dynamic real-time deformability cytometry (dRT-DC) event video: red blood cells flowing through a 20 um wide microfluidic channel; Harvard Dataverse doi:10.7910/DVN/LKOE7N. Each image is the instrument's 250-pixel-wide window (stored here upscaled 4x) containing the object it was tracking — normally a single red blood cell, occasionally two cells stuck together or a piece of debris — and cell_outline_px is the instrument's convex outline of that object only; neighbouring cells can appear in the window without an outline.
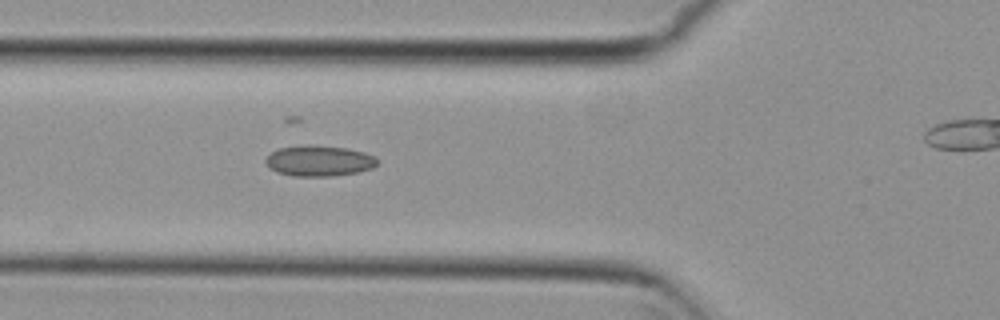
{"species": "common noctule bat (a hibernating species)", "species_latin": "Nyctalus noctula", "temperature_condition": "cold", "stored_images_in_passage": 4, "camera_frame_rate_fps": 3000, "um_per_image_px": 0.085, "animal": {"sex": "female", "body_mass_g": 29.2, "forearm_length_mm": 56.3}, "frame": {"image": 1, "passage_image": 3, "time_ms": 0.667, "image_size_px": [1000, 320], "cell_outline_px": [[380, 160], [372, 168], [356, 172], [332, 176], [292, 176], [276, 172], [264, 160], [272, 152], [280, 148], [308, 144], [348, 148], [364, 152], [376, 156]], "centroid_in_image_um": [27.16, 13.66], "position_along_channel_um": 98.6, "area_um2": 20.0}}